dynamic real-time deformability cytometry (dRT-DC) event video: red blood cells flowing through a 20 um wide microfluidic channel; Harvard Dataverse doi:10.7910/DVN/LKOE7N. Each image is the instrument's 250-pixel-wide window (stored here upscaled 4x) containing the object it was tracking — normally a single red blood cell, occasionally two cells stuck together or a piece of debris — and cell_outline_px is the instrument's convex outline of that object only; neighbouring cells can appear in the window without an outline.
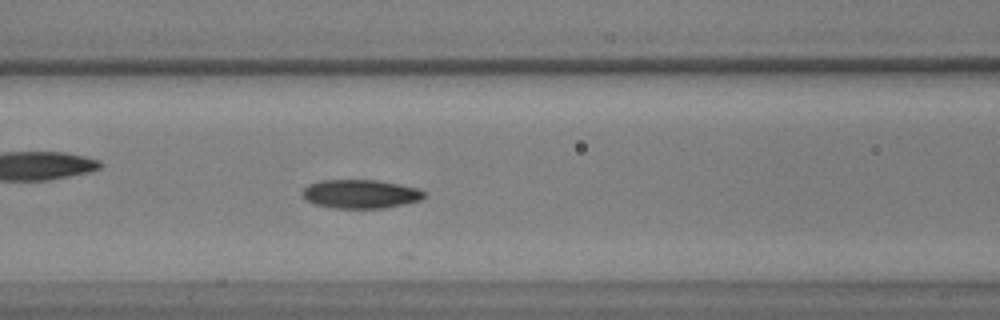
{"species": "common noctule bat (a hibernating species)", "species_latin": "Nyctalus noctula", "temperature_condition": "warm", "stored_images_in_passage": 58, "camera_frame_rate_fps": 3000, "um_per_image_px": 0.085, "animal": {"sex": "male", "body_mass_g": 17.9, "forearm_length_mm": 54.2}, "frame": {"image": 1, "passage_image": 24, "time_ms": 7.667, "image_size_px": [1000, 320], "cell_outline_px": [[424, 196], [420, 200], [404, 204], [384, 208], [332, 208], [316, 204], [308, 200], [304, 196], [304, 188], [308, 184], [320, 180], [376, 180], [400, 184], [420, 188], [424, 192]], "centroid_in_image_um": [30.67, 16.48], "position_along_channel_um": 135.9, "area_um2": 20.29}}
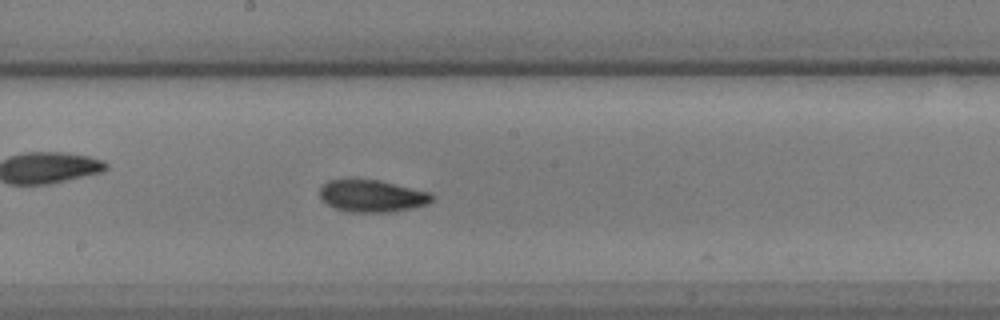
{"frame": {"image": 2, "passage_image": 31, "time_ms": 10.0, "image_size_px": [1000, 320], "cell_outline_px": [[436, 196], [428, 204], [412, 208], [392, 212], [348, 212], [336, 208], [328, 204], [320, 196], [320, 188], [328, 180], [380, 180], [432, 192]], "centroid_in_image_um": [31.7, 16.66], "position_along_channel_um": 216.5, "area_um2": 21.04}}
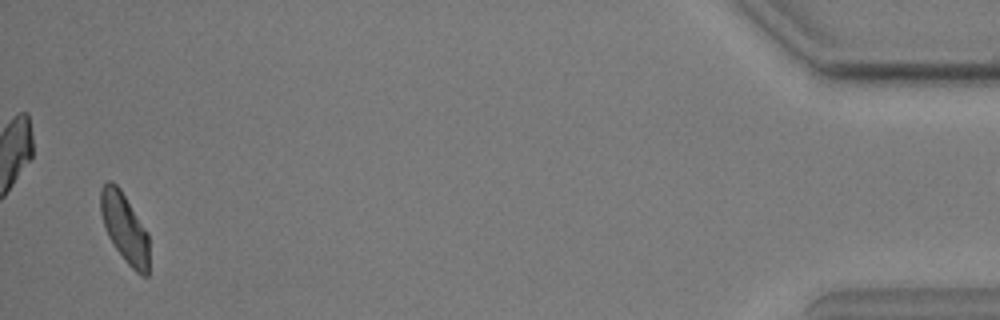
{"frame": {"image": 3, "passage_image": 56, "time_ms": 18.333, "image_size_px": [1000, 320], "cell_outline_px": [[148, 276], [144, 276], [136, 272], [124, 260], [108, 236], [104, 228], [100, 212], [100, 188], [108, 180], [112, 180], [120, 188], [148, 232]], "centroid_in_image_um": [10.57, 19.34], "position_along_channel_um": 424.6, "area_um2": 19.65}}